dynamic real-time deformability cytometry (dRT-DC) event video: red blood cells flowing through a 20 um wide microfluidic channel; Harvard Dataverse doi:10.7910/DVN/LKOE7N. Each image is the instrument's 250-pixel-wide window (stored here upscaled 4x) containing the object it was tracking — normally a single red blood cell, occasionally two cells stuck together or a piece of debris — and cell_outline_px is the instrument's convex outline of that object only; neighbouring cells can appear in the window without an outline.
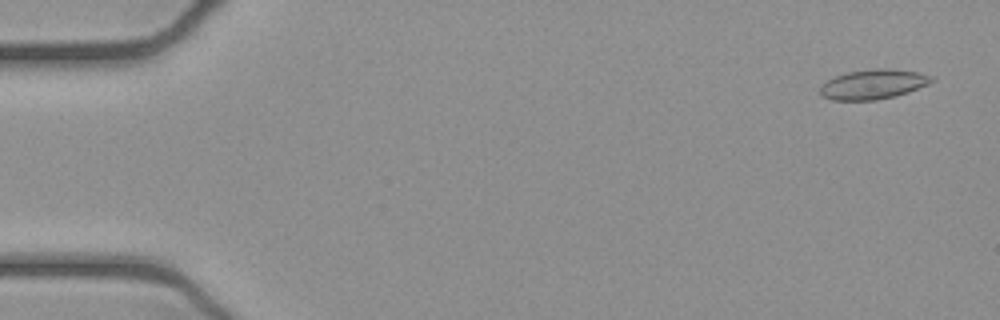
{"species": "common noctule bat (a hibernating species)", "species_latin": "Nyctalus noctula", "temperature_condition": "cold", "stored_images_in_passage": 53, "camera_frame_rate_fps": 3000, "um_per_image_px": 0.085, "animal": {"sex": "female", "body_mass_g": 21.9}, "frame": {"image": 1, "passage_image": 3, "time_ms": 0.667, "image_size_px": [1000, 320], "cell_outline_px": [[936, 80], [928, 84], [908, 92], [896, 96], [876, 100], [832, 100], [820, 96], [820, 88], [828, 80], [836, 76], [848, 72], [872, 68], [888, 68], [916, 72], [936, 76]], "centroid_in_image_um": [74.26, 7.16], "position_along_channel_um": 10.7, "area_um2": 19.42}}
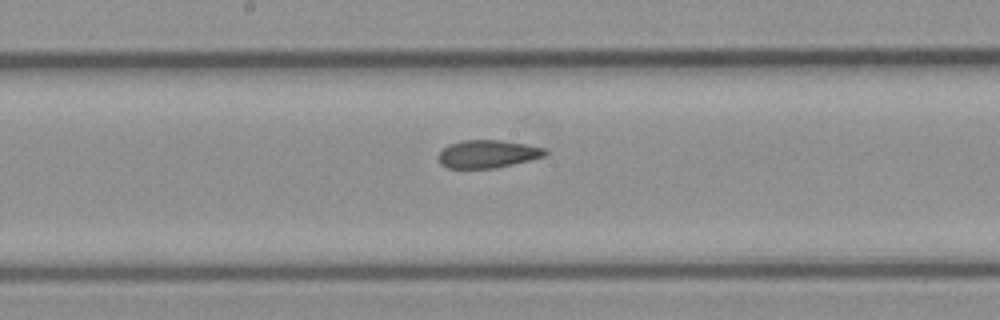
{"frame": {"image": 2, "passage_image": 28, "time_ms": 9.0, "image_size_px": [1000, 320], "cell_outline_px": [[548, 156], [496, 168], [448, 168], [440, 164], [436, 156], [448, 144], [460, 140], [500, 140], [524, 144], [544, 148], [548, 152]], "centroid_in_image_um": [41.44, 13.09], "position_along_channel_um": 206.8, "area_um2": 17.51}}
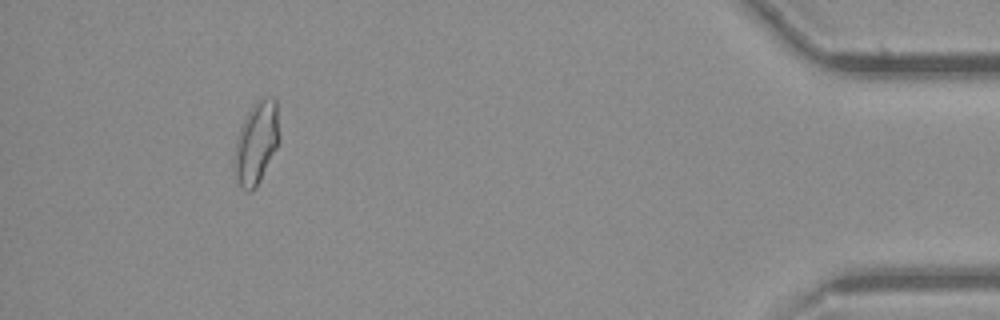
{"frame": {"image": 3, "passage_image": 49, "time_ms": 16.0, "image_size_px": [1000, 320], "cell_outline_px": [[280, 140], [256, 188], [252, 192], [248, 192], [240, 184], [236, 176], [232, 160], [236, 140], [240, 128], [252, 104], [260, 96], [264, 96], [276, 100], [280, 136]], "centroid_in_image_um": [21.79, 12.11], "position_along_channel_um": 413.4, "area_um2": 21.68}, "authors_computed_cell_mechanics": {"area_um2": 18.785, "velocity_mm_per_s": 3.8888, "shape_relaxation_time_tau1_ms": null, "shape_relaxation_time_tau2_ms": 1.9874, "deformation_change_tau1": null, "deformation_change_tau2": 0.095}}